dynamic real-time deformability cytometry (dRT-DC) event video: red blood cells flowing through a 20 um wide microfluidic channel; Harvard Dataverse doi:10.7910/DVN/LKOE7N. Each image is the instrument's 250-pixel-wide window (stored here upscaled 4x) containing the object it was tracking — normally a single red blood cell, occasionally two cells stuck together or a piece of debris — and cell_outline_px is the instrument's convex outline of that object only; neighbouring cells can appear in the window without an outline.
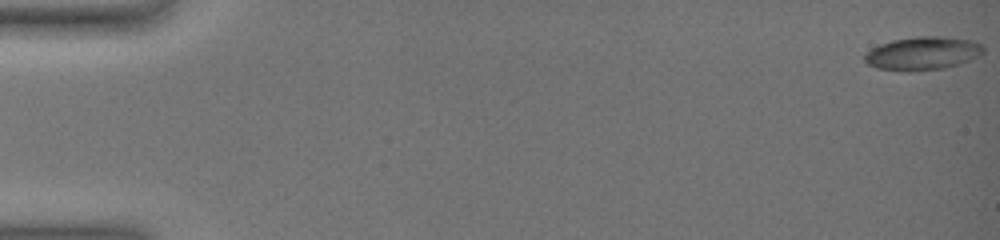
{"species": "common noctule bat (a hibernating species)", "species_latin": "Nyctalus noctula", "temperature_condition": "warm", "stored_images_in_passage": 55, "camera_frame_rate_fps": 3000, "um_per_image_px": 0.085, "animal": {"sex": "female", "body_mass_g": 19.0, "forearm_length_mm": 51.5}, "frame": {"image": 1, "passage_image": 1, "time_ms": 0.0, "image_size_px": [1000, 240], "cell_outline_px": [[984, 52], [980, 56], [944, 68], [876, 68], [868, 64], [864, 60], [864, 56], [872, 48], [880, 44], [892, 40], [916, 36], [940, 36], [972, 40], [980, 44], [984, 48]], "centroid_in_image_um": [78.46, 4.47], "position_along_channel_um": 6.5, "area_um2": 22.02}}
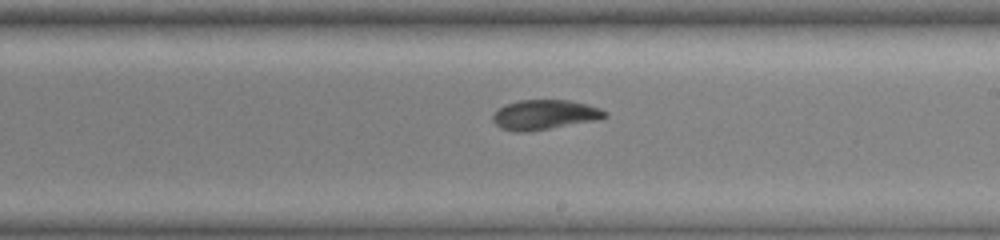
{"frame": {"image": 2, "passage_image": 35, "time_ms": 11.333, "image_size_px": [1000, 240], "cell_outline_px": [[608, 116], [592, 120], [528, 132], [516, 132], [500, 128], [492, 120], [492, 116], [504, 104], [520, 100], [568, 100], [588, 104], [600, 108], [608, 112]], "centroid_in_image_um": [46.26, 9.74], "position_along_channel_um": 242.7, "area_um2": 19.25}}
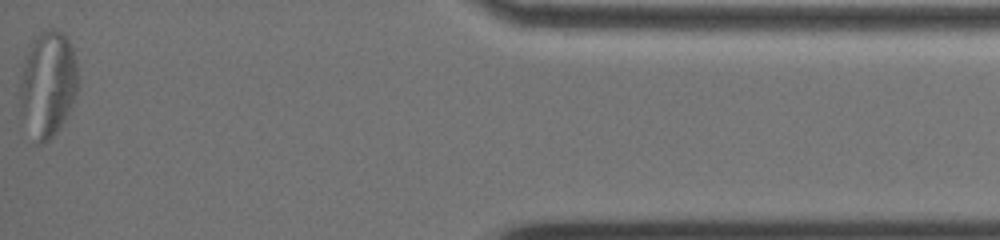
{"frame": {"image": 3, "passage_image": 55, "time_ms": 18.0, "image_size_px": [1000, 240], "cell_outline_px": [[80, 84], [76, 96], [68, 116], [56, 132], [48, 140], [36, 144], [20, 112], [20, 84], [24, 60], [28, 44], [44, 28], [56, 28], [68, 40], [72, 48], [76, 60]], "centroid_in_image_um": [4.08, 7.12], "position_along_channel_um": 431.1, "area_um2": 36.41}, "authors_computed_cell_mechanics": {"area_um2": 20.1722, "velocity_mm_per_s": 3.6173, "shape_relaxation_time_tau1_ms": null, "shape_relaxation_time_tau2_ms": 1.813, "deformation_change_tau1": null, "deformation_change_tau2": 0.0563}}